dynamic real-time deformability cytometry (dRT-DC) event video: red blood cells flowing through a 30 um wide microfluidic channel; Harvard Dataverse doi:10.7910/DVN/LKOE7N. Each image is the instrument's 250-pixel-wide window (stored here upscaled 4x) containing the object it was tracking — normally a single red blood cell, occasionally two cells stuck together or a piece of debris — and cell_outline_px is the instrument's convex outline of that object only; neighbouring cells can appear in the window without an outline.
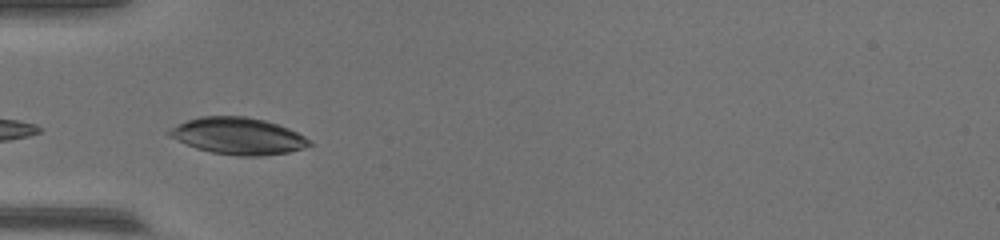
{"species": "common noctule bat (a hibernating species)", "species_latin": "Nyctalus noctula", "temperature_condition": "warm", "stored_images_in_passage": 34, "camera_frame_rate_fps": 3000, "um_per_image_px": 0.085, "animal": {"sex": "female", "body_mass_g": 17.0, "forearm_length_mm": 48.0}, "frame": {"image": 1, "passage_image": 1, "time_ms": 0.0, "image_size_px": [1000, 240], "cell_outline_px": [[312, 144], [304, 148], [288, 152], [260, 156], [240, 156], [212, 152], [196, 148], [168, 136], [164, 132], [168, 128], [188, 120], [200, 116], [244, 116], [264, 120], [288, 128], [312, 140]], "centroid_in_image_um": [20.21, 11.56], "position_along_channel_um": 64.8, "area_um2": 30.0}}